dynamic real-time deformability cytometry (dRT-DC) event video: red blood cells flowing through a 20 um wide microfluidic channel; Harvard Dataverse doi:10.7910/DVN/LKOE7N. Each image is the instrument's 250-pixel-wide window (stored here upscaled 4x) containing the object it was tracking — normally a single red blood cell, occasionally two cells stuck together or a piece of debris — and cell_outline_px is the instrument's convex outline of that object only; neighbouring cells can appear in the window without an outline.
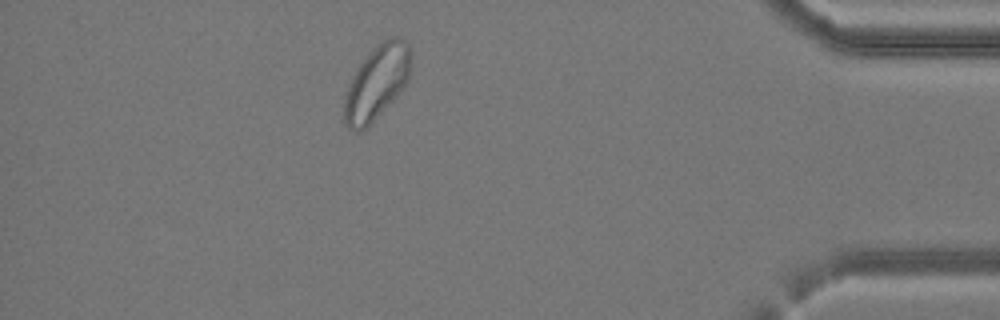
{"species": "common noctule bat (a hibernating species)", "species_latin": "Nyctalus noctula", "temperature_condition": "cold", "stored_images_in_passage": 37, "camera_frame_rate_fps": 3000, "um_per_image_px": 0.085, "animal": {"sex": "female", "body_mass_g": 24.6, "forearm_length_mm": 56.2}, "frame": {"image": 1, "passage_image": 32, "time_ms": 10.333, "image_size_px": [1000, 320], "cell_outline_px": [[408, 80], [400, 92], [360, 132], [356, 132], [348, 128], [344, 124], [344, 100], [348, 84], [352, 76], [368, 52], [376, 44], [388, 36], [400, 36], [408, 44]], "centroid_in_image_um": [31.97, 6.98], "position_along_channel_um": 403.2, "area_um2": 28.26}}